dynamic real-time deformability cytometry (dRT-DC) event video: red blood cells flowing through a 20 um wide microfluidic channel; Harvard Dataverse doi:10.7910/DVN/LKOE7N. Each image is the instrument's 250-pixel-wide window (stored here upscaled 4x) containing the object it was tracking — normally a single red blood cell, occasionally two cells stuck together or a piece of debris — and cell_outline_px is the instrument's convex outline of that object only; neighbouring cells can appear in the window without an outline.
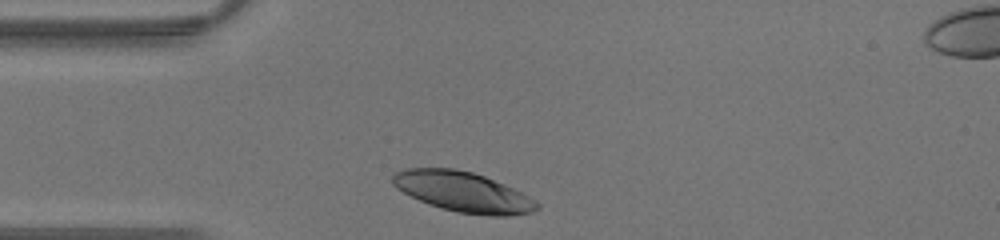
{"species": "human", "species_latin": "Homo sapiens", "temperature_condition": "warm", "stored_images_in_passage": 23, "camera_frame_rate_fps": 3000, "um_per_image_px": 0.085, "donor": {"sex": "male"}, "frame": {"image": 1, "passage_image": 1, "time_ms": 0.0, "image_size_px": [1000, 240], "cell_outline_px": [[540, 208], [532, 212], [508, 216], [488, 216], [456, 212], [440, 208], [428, 204], [396, 188], [392, 184], [392, 172], [404, 168], [456, 168], [472, 172], [484, 176], [504, 184], [536, 200], [540, 204]], "centroid_in_image_um": [39.34, 16.31], "position_along_channel_um": 45.7, "area_um2": 33.93}}
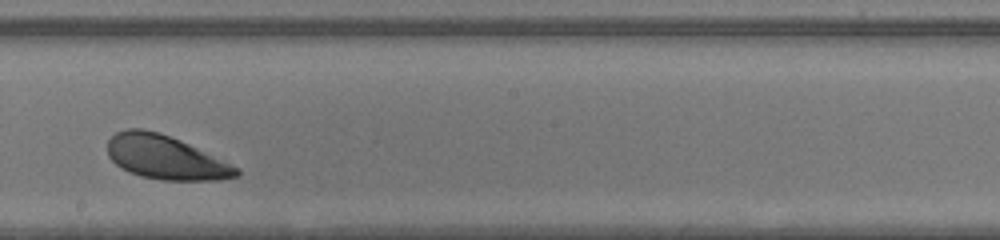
{"frame": {"image": 2, "passage_image": 14, "time_ms": 4.333, "image_size_px": [1000, 240], "cell_outline_px": [[240, 172], [236, 176], [216, 180], [164, 180], [140, 176], [128, 172], [120, 168], [108, 156], [108, 140], [116, 132], [128, 128], [144, 128], [180, 140], [240, 168]], "centroid_in_image_um": [14.03, 13.38], "position_along_channel_um": 234.2, "area_um2": 32.66}}
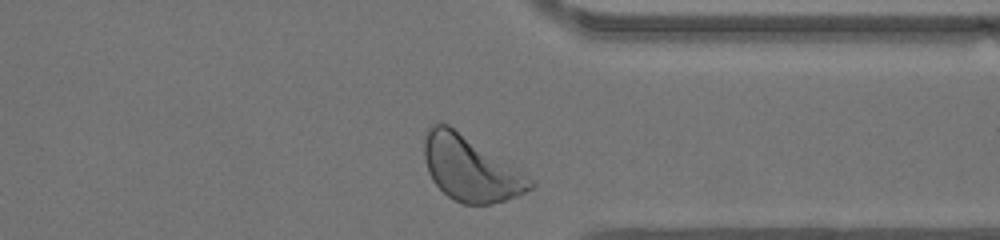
{"frame": {"image": 3, "passage_image": 23, "time_ms": 7.333, "image_size_px": [1000, 240], "cell_outline_px": [[536, 184], [532, 188], [516, 196], [492, 204], [464, 204], [452, 200], [432, 180], [428, 172], [424, 160], [424, 140], [428, 124], [436, 120], [448, 124], [528, 176]], "centroid_in_image_um": [39.92, 14.31], "position_along_channel_um": 371.5, "area_um2": 39.82}}